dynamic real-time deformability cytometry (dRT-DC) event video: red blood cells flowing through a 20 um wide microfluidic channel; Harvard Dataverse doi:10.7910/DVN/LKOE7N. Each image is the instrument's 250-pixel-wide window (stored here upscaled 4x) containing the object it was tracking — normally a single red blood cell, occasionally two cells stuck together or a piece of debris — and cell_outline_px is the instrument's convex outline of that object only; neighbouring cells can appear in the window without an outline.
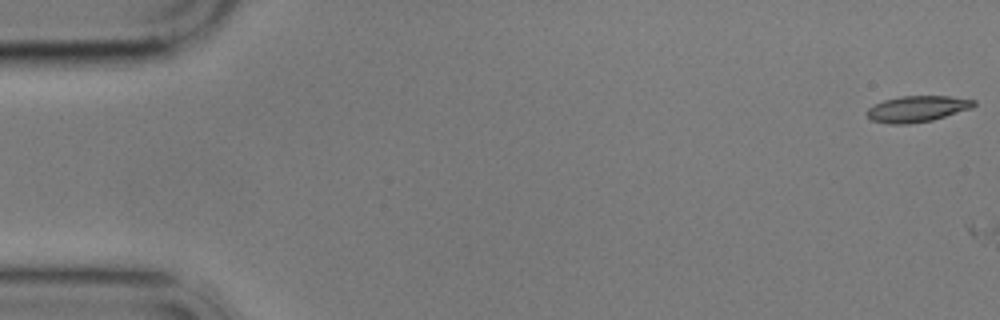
{"species": "common noctule bat (a hibernating species)", "species_latin": "Nyctalus noctula", "temperature_condition": "cold", "stored_images_in_passage": 6, "camera_frame_rate_fps": 3000, "um_per_image_px": 0.085, "animal": {"sex": "male", "body_mass_g": 17.9}, "frame": {"image": 1, "passage_image": 1, "time_ms": 0.0, "image_size_px": [1000, 320], "cell_outline_px": [[976, 104], [972, 108], [932, 120], [908, 124], [892, 124], [872, 120], [864, 112], [868, 108], [884, 100], [900, 96], [948, 96], [976, 100]], "centroid_in_image_um": [77.96, 9.25], "position_along_channel_um": 7.0, "area_um2": 16.18}}